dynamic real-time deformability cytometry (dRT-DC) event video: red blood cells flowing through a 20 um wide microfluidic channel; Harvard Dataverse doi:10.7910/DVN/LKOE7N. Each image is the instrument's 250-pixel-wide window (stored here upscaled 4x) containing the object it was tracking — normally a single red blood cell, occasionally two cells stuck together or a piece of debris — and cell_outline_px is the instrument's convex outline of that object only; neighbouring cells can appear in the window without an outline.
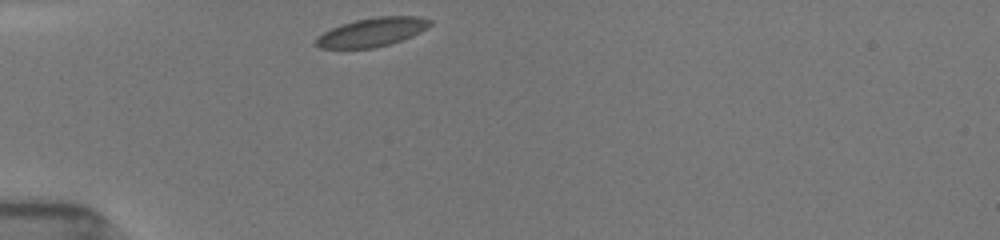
{"species": "common noctule bat (a hibernating species)", "species_latin": "Nyctalus noctula", "temperature_condition": "room temperature", "stored_images_in_passage": 32, "camera_frame_rate_fps": 3000, "um_per_image_px": 0.085, "animal": {"sex": "female", "body_mass_g": 19.5, "forearm_length_mm": 54.1}, "frame": {"image": 1, "passage_image": 1, "time_ms": 0.0, "image_size_px": [1000, 240], "cell_outline_px": [[432, 24], [428, 28], [420, 32], [400, 40], [388, 44], [372, 48], [320, 48], [316, 44], [316, 40], [324, 32], [332, 28], [356, 20], [376, 16], [420, 16], [432, 20]], "centroid_in_image_um": [31.68, 2.71], "position_along_channel_um": 53.3, "area_um2": 18.79}}
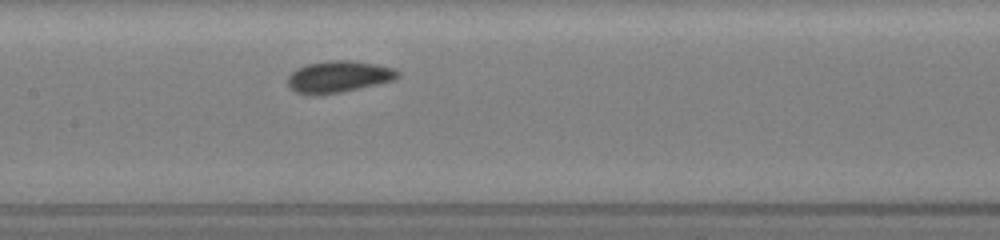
{"frame": {"image": 2, "passage_image": 12, "time_ms": 3.667, "image_size_px": [1000, 240], "cell_outline_px": [[400, 76], [396, 80], [360, 88], [320, 96], [312, 96], [296, 92], [288, 88], [288, 76], [296, 68], [304, 64], [328, 60], [352, 60], [376, 64], [396, 68], [400, 72]], "centroid_in_image_um": [28.78, 6.52], "position_along_channel_um": 178.6, "area_um2": 20.87}}
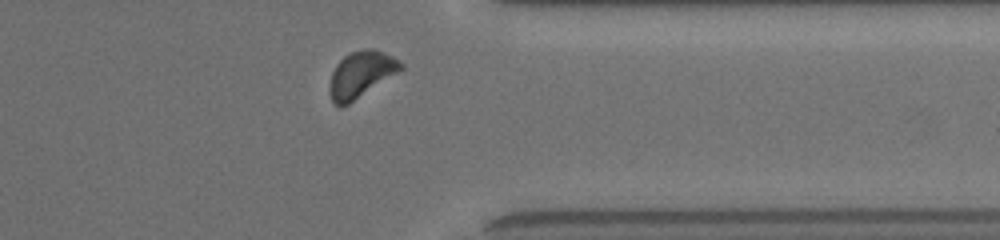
{"frame": {"image": 3, "passage_image": 28, "time_ms": 9.0, "image_size_px": [1000, 240], "cell_outline_px": [[404, 68], [348, 104], [340, 108], [332, 100], [328, 92], [328, 88], [332, 72], [336, 64], [344, 56], [352, 52], [364, 48], [372, 48], [392, 56], [400, 60], [404, 64]], "centroid_in_image_um": [30.67, 6.31], "position_along_channel_um": 380.7, "area_um2": 19.07}, "authors_computed_cell_mechanics": {"area_um2": 19.1896, "velocity_mm_per_s": 3.8596, "shape_relaxation_time_tau1_ms": 1.7707, "shape_relaxation_time_tau2_ms": 2.7628, "deformation_change_tau1": 0.0519, "deformation_change_tau2": 0.0523}}